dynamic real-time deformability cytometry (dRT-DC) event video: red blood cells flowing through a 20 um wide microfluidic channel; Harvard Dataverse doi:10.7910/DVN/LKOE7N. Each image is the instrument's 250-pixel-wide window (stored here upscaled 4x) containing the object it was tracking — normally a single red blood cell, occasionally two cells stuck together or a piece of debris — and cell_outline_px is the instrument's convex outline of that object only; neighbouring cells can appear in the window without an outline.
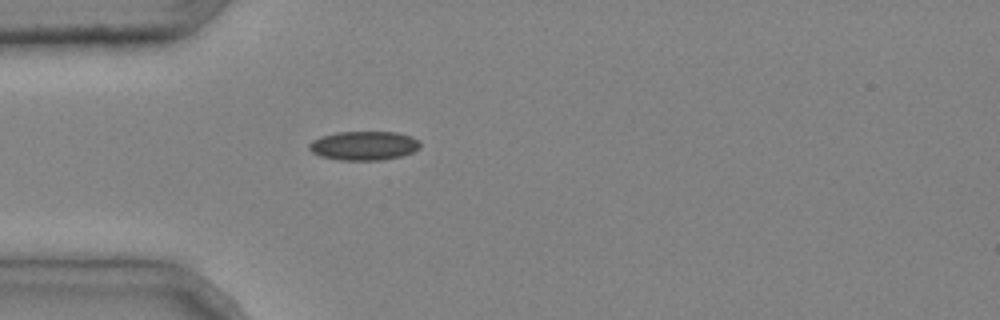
{"species": "common noctule bat (a hibernating species)", "species_latin": "Nyctalus noctula", "temperature_condition": "cold", "stored_images_in_passage": 3, "camera_frame_rate_fps": 3000, "um_per_image_px": 0.085, "animal": {"sex": "male", "body_mass_g": 20.4}, "frame": {"image": 1, "passage_image": 3, "time_ms": 0.667, "image_size_px": [1000, 320], "cell_outline_px": [[420, 148], [412, 152], [400, 156], [380, 160], [340, 160], [320, 156], [312, 152], [308, 148], [308, 144], [312, 140], [320, 136], [336, 132], [396, 132], [412, 136], [420, 140]], "centroid_in_image_um": [30.92, 12.37], "position_along_channel_um": 54.1, "area_um2": 18.9}}